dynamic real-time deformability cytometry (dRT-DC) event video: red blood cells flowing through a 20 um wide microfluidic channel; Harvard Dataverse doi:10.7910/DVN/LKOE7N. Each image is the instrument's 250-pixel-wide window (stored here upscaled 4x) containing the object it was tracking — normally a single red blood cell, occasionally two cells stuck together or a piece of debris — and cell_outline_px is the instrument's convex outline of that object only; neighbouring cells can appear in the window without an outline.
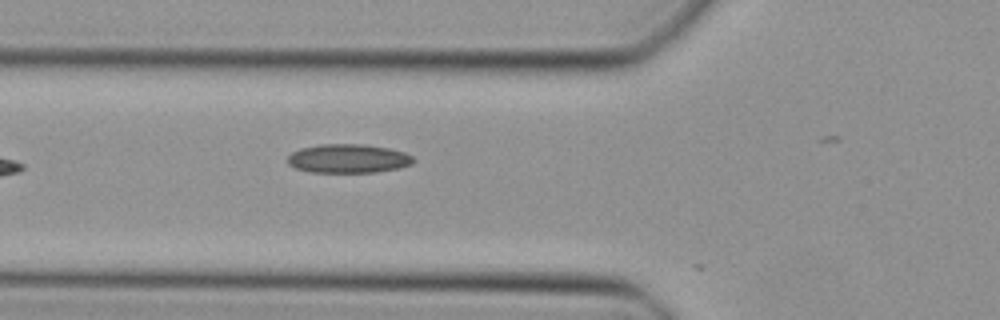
{"species": "Egyptian fruit bat (a non-hibernating species)", "species_latin": "Rousettus aegyptiacus", "temperature_condition": "cold", "stored_images_in_passage": 5, "camera_frame_rate_fps": 3000, "um_per_image_px": 0.085, "animal": {"sex": "female"}, "frame": {"image": 1, "passage_image": 4, "time_ms": 1.0, "image_size_px": [1000, 320], "cell_outline_px": [[416, 160], [412, 164], [400, 168], [376, 172], [308, 172], [296, 168], [288, 164], [288, 156], [292, 152], [300, 148], [320, 144], [364, 144], [388, 148], [404, 152], [412, 156]], "centroid_in_image_um": [29.61, 13.48], "position_along_channel_um": 96.2, "area_um2": 21.27}}